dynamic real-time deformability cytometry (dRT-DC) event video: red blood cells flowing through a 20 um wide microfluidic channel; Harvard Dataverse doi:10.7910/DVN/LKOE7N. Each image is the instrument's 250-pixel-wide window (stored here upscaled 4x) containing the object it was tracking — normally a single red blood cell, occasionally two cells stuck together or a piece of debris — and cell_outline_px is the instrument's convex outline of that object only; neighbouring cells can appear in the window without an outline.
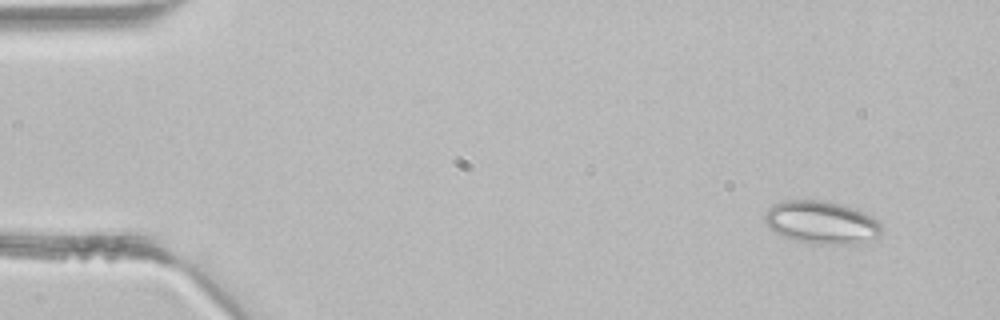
{"species": "common noctule bat (a hibernating species)", "species_latin": "Nyctalus noctula", "temperature_condition": "room temperature", "stored_images_in_passage": 4, "camera_frame_rate_fps": 3000, "um_per_image_px": 0.085, "animal": {"sex": "male", "body_mass_g": 21.5, "forearm_length_mm": 52.0}, "frame": {"image": 1, "passage_image": 1, "time_ms": 0.0, "image_size_px": [1000, 320], "cell_outline_px": [[884, 228], [876, 240], [860, 244], [812, 244], [792, 240], [772, 232], [768, 228], [764, 220], [764, 216], [768, 208], [772, 204], [780, 200], [820, 200], [840, 204], [856, 208], [872, 216]], "centroid_in_image_um": [69.83, 18.92], "position_along_channel_um": 15.2, "area_um2": 30.0}}